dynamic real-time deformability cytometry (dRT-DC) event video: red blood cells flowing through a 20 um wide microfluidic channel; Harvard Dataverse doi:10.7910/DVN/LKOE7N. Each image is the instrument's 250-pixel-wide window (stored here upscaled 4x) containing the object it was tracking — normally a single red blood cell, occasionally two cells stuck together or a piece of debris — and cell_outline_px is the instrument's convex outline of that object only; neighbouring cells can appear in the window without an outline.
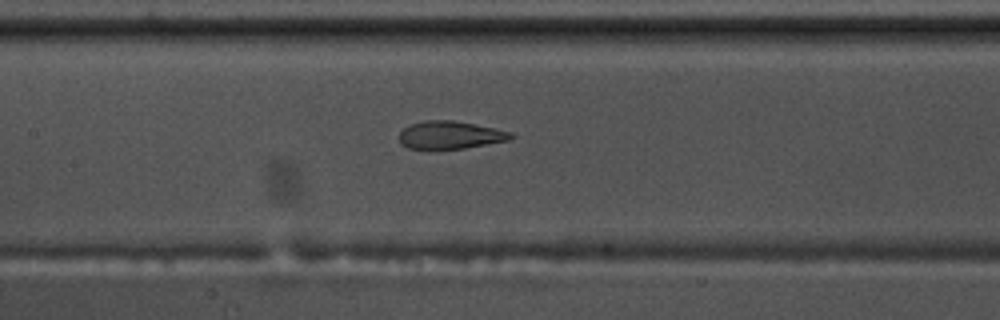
{"species": "common noctule bat (a hibernating species)", "species_latin": "Nyctalus noctula", "temperature_condition": "warm", "stored_images_in_passage": 28, "camera_frame_rate_fps": 3000, "um_per_image_px": 0.085, "animal": {"sex": "male", "body_mass_g": 17.5, "forearm_length_mm": 52.3}, "frame": {"image": 1, "passage_image": 27, "time_ms": 8.667, "image_size_px": [1000, 320], "cell_outline_px": [[516, 136], [508, 140], [464, 148], [408, 148], [400, 144], [400, 132], [404, 128], [412, 124], [424, 120], [452, 120], [496, 128], [512, 132]], "centroid_in_image_um": [38.29, 11.46], "position_along_channel_um": 169.1, "area_um2": 17.86}}